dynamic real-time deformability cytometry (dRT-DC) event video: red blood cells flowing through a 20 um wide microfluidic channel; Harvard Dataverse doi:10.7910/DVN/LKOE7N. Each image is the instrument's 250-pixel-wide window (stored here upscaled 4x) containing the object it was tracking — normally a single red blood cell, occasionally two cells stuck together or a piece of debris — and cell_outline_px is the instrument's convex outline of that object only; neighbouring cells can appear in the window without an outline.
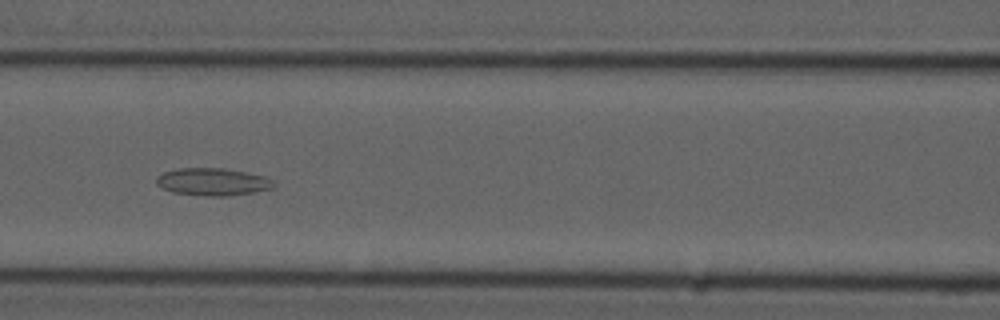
{"species": "common noctule bat (a hibernating species)", "species_latin": "Nyctalus noctula", "temperature_condition": "cold", "stored_images_in_passage": 6, "camera_frame_rate_fps": 3000, "um_per_image_px": 0.085, "animal": {"sex": "male", "forearm_length_mm": 52.5}, "frame": {"image": 1, "passage_image": 6, "time_ms": 1.667, "image_size_px": [1000, 320], "cell_outline_px": [[276, 184], [272, 188], [256, 192], [228, 196], [208, 196], [172, 192], [156, 184], [156, 176], [164, 172], [176, 168], [224, 168], [264, 176], [272, 180]], "centroid_in_image_um": [18.07, 15.45], "position_along_channel_um": 148.5, "area_um2": 18.79}}